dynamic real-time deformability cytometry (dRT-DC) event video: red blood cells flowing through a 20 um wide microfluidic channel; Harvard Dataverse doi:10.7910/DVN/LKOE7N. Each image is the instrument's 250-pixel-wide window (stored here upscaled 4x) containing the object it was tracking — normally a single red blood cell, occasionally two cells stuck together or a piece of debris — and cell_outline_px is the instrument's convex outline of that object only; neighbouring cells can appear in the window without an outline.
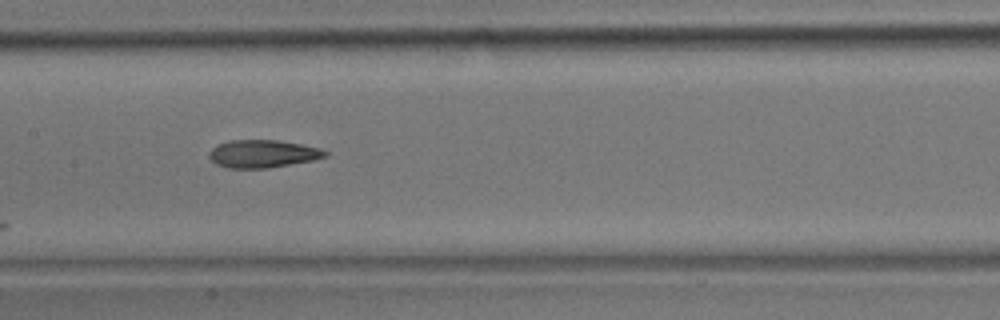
{"species": "common noctule bat (a hibernating species)", "species_latin": "Nyctalus noctula", "temperature_condition": "room temperature", "stored_images_in_passage": 4, "camera_frame_rate_fps": 3000, "um_per_image_px": 0.085, "animal": {"sex": "male", "body_mass_g": 17.9}, "frame": {"image": 1, "passage_image": 4, "time_ms": 1.0, "image_size_px": [1000, 320], "cell_outline_px": [[328, 156], [312, 160], [268, 168], [228, 168], [216, 164], [208, 156], [212, 148], [228, 140], [276, 140], [300, 144], [320, 148], [328, 152]], "centroid_in_image_um": [22.33, 13.07], "position_along_channel_um": 185.1, "area_um2": 18.61}}